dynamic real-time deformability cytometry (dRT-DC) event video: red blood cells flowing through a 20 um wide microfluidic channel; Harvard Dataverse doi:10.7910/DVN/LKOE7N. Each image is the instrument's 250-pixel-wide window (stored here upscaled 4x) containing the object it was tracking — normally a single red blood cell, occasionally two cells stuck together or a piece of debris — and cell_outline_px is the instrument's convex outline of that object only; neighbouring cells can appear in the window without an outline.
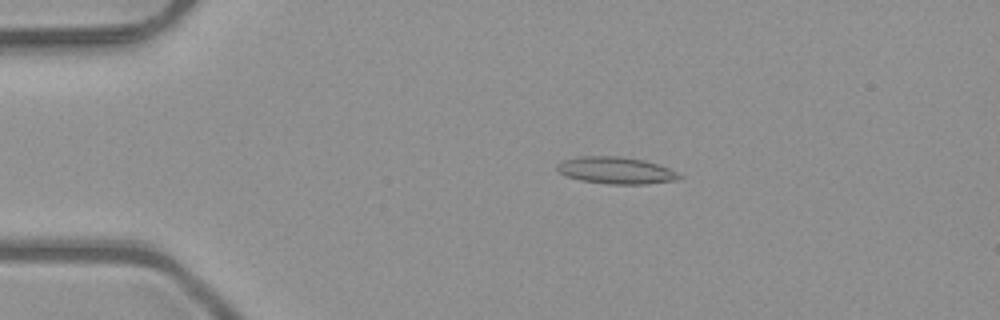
{"species": "common noctule bat (a hibernating species)", "species_latin": "Nyctalus noctula", "temperature_condition": "room temperature", "stored_images_in_passage": 6, "camera_frame_rate_fps": 3000, "um_per_image_px": 0.085, "animal": {"sex": "male", "body_mass_g": 23.1, "forearm_length_mm": 52.7}, "frame": {"image": 1, "passage_image": 4, "time_ms": 1.0, "image_size_px": [1000, 320], "cell_outline_px": [[684, 176], [680, 180], [644, 184], [608, 184], [580, 180], [568, 176], [560, 172], [556, 168], [556, 164], [564, 160], [580, 156], [620, 156], [644, 160], [668, 168]], "centroid_in_image_um": [52.38, 14.49], "position_along_channel_um": 32.6, "area_um2": 19.13}}
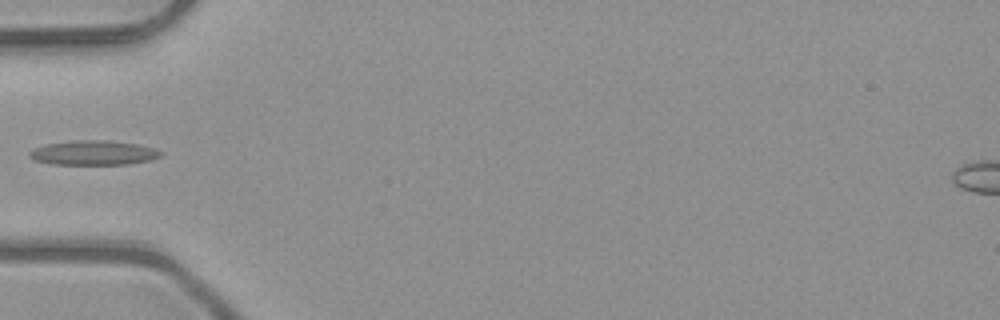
{"frame": {"image": 2, "passage_image": 6, "time_ms": 1.667, "image_size_px": [1000, 320], "cell_outline_px": [[164, 152], [160, 156], [148, 160], [128, 164], [52, 164], [36, 160], [28, 156], [28, 152], [32, 148], [44, 144], [72, 140], [108, 140], [140, 144], [156, 148]], "centroid_in_image_um": [7.94, 12.97], "position_along_channel_um": 77.1, "area_um2": 18.96}}